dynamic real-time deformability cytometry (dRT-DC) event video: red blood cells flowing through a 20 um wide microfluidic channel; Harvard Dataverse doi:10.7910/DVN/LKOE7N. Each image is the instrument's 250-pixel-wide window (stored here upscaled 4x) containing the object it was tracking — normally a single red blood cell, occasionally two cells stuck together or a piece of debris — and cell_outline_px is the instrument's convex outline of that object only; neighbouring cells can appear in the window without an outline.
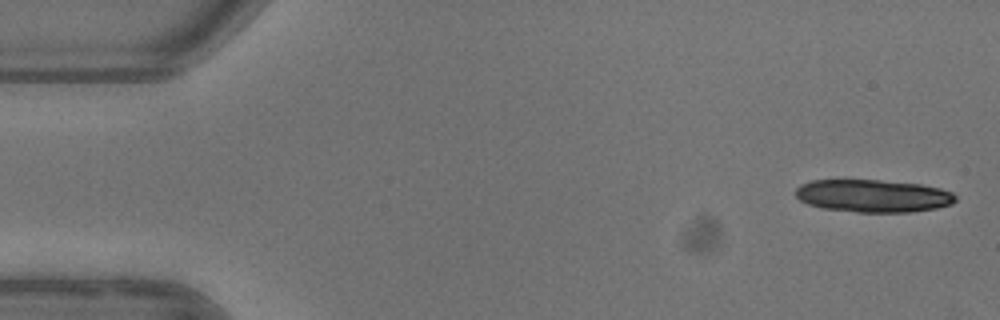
{"species": "common noctule bat (a hibernating species)", "species_latin": "Nyctalus noctula", "temperature_condition": "warm", "stored_images_in_passage": 5, "segment_of_instrument_passage": [1, 2], "camera_frame_rate_fps": 3000, "um_per_image_px": 0.085, "animal": {"sex": "female"}, "frame": {"image": 1, "passage_image": 1, "time_ms": 0.0, "image_size_px": [1000, 320], "cell_outline_px": [[956, 200], [952, 204], [936, 208], [908, 212], [856, 212], [824, 208], [808, 204], [800, 200], [796, 196], [796, 188], [800, 184], [812, 180], [880, 180], [920, 184], [940, 188], [952, 192], [956, 196]], "centroid_in_image_um": [74.21, 16.64], "position_along_channel_um": 10.8, "area_um2": 30.4}}